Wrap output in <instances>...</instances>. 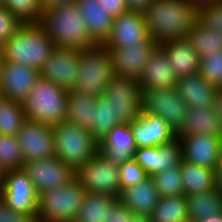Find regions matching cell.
I'll list each match as a JSON object with an SVG mask.
<instances>
[{
    "label": "cell",
    "mask_w": 222,
    "mask_h": 222,
    "mask_svg": "<svg viewBox=\"0 0 222 222\" xmlns=\"http://www.w3.org/2000/svg\"><path fill=\"white\" fill-rule=\"evenodd\" d=\"M187 108L176 88L142 90L141 113L160 116L176 134L184 124Z\"/></svg>",
    "instance_id": "30bf717a"
},
{
    "label": "cell",
    "mask_w": 222,
    "mask_h": 222,
    "mask_svg": "<svg viewBox=\"0 0 222 222\" xmlns=\"http://www.w3.org/2000/svg\"><path fill=\"white\" fill-rule=\"evenodd\" d=\"M52 129L55 157L76 171L100 151V144L92 137L89 130L67 121L52 125Z\"/></svg>",
    "instance_id": "5b68a950"
},
{
    "label": "cell",
    "mask_w": 222,
    "mask_h": 222,
    "mask_svg": "<svg viewBox=\"0 0 222 222\" xmlns=\"http://www.w3.org/2000/svg\"><path fill=\"white\" fill-rule=\"evenodd\" d=\"M188 218L200 222L205 217L222 213V194L217 189L186 196Z\"/></svg>",
    "instance_id": "f546056e"
},
{
    "label": "cell",
    "mask_w": 222,
    "mask_h": 222,
    "mask_svg": "<svg viewBox=\"0 0 222 222\" xmlns=\"http://www.w3.org/2000/svg\"><path fill=\"white\" fill-rule=\"evenodd\" d=\"M179 167L185 196L216 188L214 170L184 160H181Z\"/></svg>",
    "instance_id": "83f0119b"
},
{
    "label": "cell",
    "mask_w": 222,
    "mask_h": 222,
    "mask_svg": "<svg viewBox=\"0 0 222 222\" xmlns=\"http://www.w3.org/2000/svg\"><path fill=\"white\" fill-rule=\"evenodd\" d=\"M143 15L148 36L160 44L186 38L198 20V9L188 0H154Z\"/></svg>",
    "instance_id": "6da1fadb"
},
{
    "label": "cell",
    "mask_w": 222,
    "mask_h": 222,
    "mask_svg": "<svg viewBox=\"0 0 222 222\" xmlns=\"http://www.w3.org/2000/svg\"><path fill=\"white\" fill-rule=\"evenodd\" d=\"M214 172H215L216 189L220 194H222V158L217 164Z\"/></svg>",
    "instance_id": "c3c4849f"
},
{
    "label": "cell",
    "mask_w": 222,
    "mask_h": 222,
    "mask_svg": "<svg viewBox=\"0 0 222 222\" xmlns=\"http://www.w3.org/2000/svg\"><path fill=\"white\" fill-rule=\"evenodd\" d=\"M134 216L135 214L117 199L107 211L106 222H131Z\"/></svg>",
    "instance_id": "7bdbcfd3"
},
{
    "label": "cell",
    "mask_w": 222,
    "mask_h": 222,
    "mask_svg": "<svg viewBox=\"0 0 222 222\" xmlns=\"http://www.w3.org/2000/svg\"><path fill=\"white\" fill-rule=\"evenodd\" d=\"M23 23H39L43 13L39 0H1Z\"/></svg>",
    "instance_id": "74e56055"
},
{
    "label": "cell",
    "mask_w": 222,
    "mask_h": 222,
    "mask_svg": "<svg viewBox=\"0 0 222 222\" xmlns=\"http://www.w3.org/2000/svg\"><path fill=\"white\" fill-rule=\"evenodd\" d=\"M26 120L22 102L4 97L0 99L1 135L16 136Z\"/></svg>",
    "instance_id": "d6a6232c"
},
{
    "label": "cell",
    "mask_w": 222,
    "mask_h": 222,
    "mask_svg": "<svg viewBox=\"0 0 222 222\" xmlns=\"http://www.w3.org/2000/svg\"><path fill=\"white\" fill-rule=\"evenodd\" d=\"M39 23L57 47L80 50L97 44L91 38L75 1L44 10Z\"/></svg>",
    "instance_id": "7a4b0ae2"
},
{
    "label": "cell",
    "mask_w": 222,
    "mask_h": 222,
    "mask_svg": "<svg viewBox=\"0 0 222 222\" xmlns=\"http://www.w3.org/2000/svg\"><path fill=\"white\" fill-rule=\"evenodd\" d=\"M200 222H222V213L203 218Z\"/></svg>",
    "instance_id": "816d5d0a"
},
{
    "label": "cell",
    "mask_w": 222,
    "mask_h": 222,
    "mask_svg": "<svg viewBox=\"0 0 222 222\" xmlns=\"http://www.w3.org/2000/svg\"><path fill=\"white\" fill-rule=\"evenodd\" d=\"M150 218L151 222H175L188 218L186 196L160 197Z\"/></svg>",
    "instance_id": "836d02e7"
},
{
    "label": "cell",
    "mask_w": 222,
    "mask_h": 222,
    "mask_svg": "<svg viewBox=\"0 0 222 222\" xmlns=\"http://www.w3.org/2000/svg\"><path fill=\"white\" fill-rule=\"evenodd\" d=\"M4 171L0 168V192L3 188L4 185Z\"/></svg>",
    "instance_id": "db71d44e"
},
{
    "label": "cell",
    "mask_w": 222,
    "mask_h": 222,
    "mask_svg": "<svg viewBox=\"0 0 222 222\" xmlns=\"http://www.w3.org/2000/svg\"><path fill=\"white\" fill-rule=\"evenodd\" d=\"M198 19L205 26L222 34V0L199 9Z\"/></svg>",
    "instance_id": "b9f144b4"
},
{
    "label": "cell",
    "mask_w": 222,
    "mask_h": 222,
    "mask_svg": "<svg viewBox=\"0 0 222 222\" xmlns=\"http://www.w3.org/2000/svg\"><path fill=\"white\" fill-rule=\"evenodd\" d=\"M82 187L91 193L119 198L121 194L118 158L99 151L87 164L76 171Z\"/></svg>",
    "instance_id": "ba28073f"
},
{
    "label": "cell",
    "mask_w": 222,
    "mask_h": 222,
    "mask_svg": "<svg viewBox=\"0 0 222 222\" xmlns=\"http://www.w3.org/2000/svg\"><path fill=\"white\" fill-rule=\"evenodd\" d=\"M132 158L151 176L171 167L180 166L181 145L178 139L159 147L137 148Z\"/></svg>",
    "instance_id": "44dd1931"
},
{
    "label": "cell",
    "mask_w": 222,
    "mask_h": 222,
    "mask_svg": "<svg viewBox=\"0 0 222 222\" xmlns=\"http://www.w3.org/2000/svg\"><path fill=\"white\" fill-rule=\"evenodd\" d=\"M182 160L215 170L222 158V137L206 134L177 137Z\"/></svg>",
    "instance_id": "e0dca14e"
},
{
    "label": "cell",
    "mask_w": 222,
    "mask_h": 222,
    "mask_svg": "<svg viewBox=\"0 0 222 222\" xmlns=\"http://www.w3.org/2000/svg\"><path fill=\"white\" fill-rule=\"evenodd\" d=\"M79 62V49L56 46L39 70L40 77L67 91L74 90Z\"/></svg>",
    "instance_id": "4fadbf2b"
},
{
    "label": "cell",
    "mask_w": 222,
    "mask_h": 222,
    "mask_svg": "<svg viewBox=\"0 0 222 222\" xmlns=\"http://www.w3.org/2000/svg\"><path fill=\"white\" fill-rule=\"evenodd\" d=\"M137 149L133 131L128 124L115 126L100 144V151L116 157H132Z\"/></svg>",
    "instance_id": "f1b7e54d"
},
{
    "label": "cell",
    "mask_w": 222,
    "mask_h": 222,
    "mask_svg": "<svg viewBox=\"0 0 222 222\" xmlns=\"http://www.w3.org/2000/svg\"><path fill=\"white\" fill-rule=\"evenodd\" d=\"M16 138L24 163L56 156L54 132L51 125L26 120Z\"/></svg>",
    "instance_id": "7c38bea8"
},
{
    "label": "cell",
    "mask_w": 222,
    "mask_h": 222,
    "mask_svg": "<svg viewBox=\"0 0 222 222\" xmlns=\"http://www.w3.org/2000/svg\"><path fill=\"white\" fill-rule=\"evenodd\" d=\"M23 164L16 136L0 134V168L4 172L20 170Z\"/></svg>",
    "instance_id": "8d00e7d4"
},
{
    "label": "cell",
    "mask_w": 222,
    "mask_h": 222,
    "mask_svg": "<svg viewBox=\"0 0 222 222\" xmlns=\"http://www.w3.org/2000/svg\"><path fill=\"white\" fill-rule=\"evenodd\" d=\"M65 222H80V221H78L77 219H71V220H67Z\"/></svg>",
    "instance_id": "6f0895ef"
},
{
    "label": "cell",
    "mask_w": 222,
    "mask_h": 222,
    "mask_svg": "<svg viewBox=\"0 0 222 222\" xmlns=\"http://www.w3.org/2000/svg\"><path fill=\"white\" fill-rule=\"evenodd\" d=\"M144 15L127 11L114 18L110 36L105 47H127L139 45L148 38Z\"/></svg>",
    "instance_id": "d6986e66"
},
{
    "label": "cell",
    "mask_w": 222,
    "mask_h": 222,
    "mask_svg": "<svg viewBox=\"0 0 222 222\" xmlns=\"http://www.w3.org/2000/svg\"><path fill=\"white\" fill-rule=\"evenodd\" d=\"M110 55L103 44L80 49V62L74 90L96 98L103 96L113 77Z\"/></svg>",
    "instance_id": "52a82bcc"
},
{
    "label": "cell",
    "mask_w": 222,
    "mask_h": 222,
    "mask_svg": "<svg viewBox=\"0 0 222 222\" xmlns=\"http://www.w3.org/2000/svg\"><path fill=\"white\" fill-rule=\"evenodd\" d=\"M0 222H35L29 215L15 211L0 198Z\"/></svg>",
    "instance_id": "ee69618b"
},
{
    "label": "cell",
    "mask_w": 222,
    "mask_h": 222,
    "mask_svg": "<svg viewBox=\"0 0 222 222\" xmlns=\"http://www.w3.org/2000/svg\"><path fill=\"white\" fill-rule=\"evenodd\" d=\"M138 82L141 90L176 88L177 77L159 44L150 54Z\"/></svg>",
    "instance_id": "ffe728a7"
},
{
    "label": "cell",
    "mask_w": 222,
    "mask_h": 222,
    "mask_svg": "<svg viewBox=\"0 0 222 222\" xmlns=\"http://www.w3.org/2000/svg\"><path fill=\"white\" fill-rule=\"evenodd\" d=\"M188 1H190L191 4L194 5L199 10L205 6L217 3L220 0H188Z\"/></svg>",
    "instance_id": "f907efd6"
},
{
    "label": "cell",
    "mask_w": 222,
    "mask_h": 222,
    "mask_svg": "<svg viewBox=\"0 0 222 222\" xmlns=\"http://www.w3.org/2000/svg\"><path fill=\"white\" fill-rule=\"evenodd\" d=\"M114 18L128 11L125 0H98Z\"/></svg>",
    "instance_id": "f6af8a7d"
},
{
    "label": "cell",
    "mask_w": 222,
    "mask_h": 222,
    "mask_svg": "<svg viewBox=\"0 0 222 222\" xmlns=\"http://www.w3.org/2000/svg\"><path fill=\"white\" fill-rule=\"evenodd\" d=\"M137 148L159 147L177 139V134L160 116L141 113L140 116L129 124Z\"/></svg>",
    "instance_id": "ac0fdd59"
},
{
    "label": "cell",
    "mask_w": 222,
    "mask_h": 222,
    "mask_svg": "<svg viewBox=\"0 0 222 222\" xmlns=\"http://www.w3.org/2000/svg\"><path fill=\"white\" fill-rule=\"evenodd\" d=\"M214 109L222 125V87H219L218 90L216 91L214 99Z\"/></svg>",
    "instance_id": "7dc6e473"
},
{
    "label": "cell",
    "mask_w": 222,
    "mask_h": 222,
    "mask_svg": "<svg viewBox=\"0 0 222 222\" xmlns=\"http://www.w3.org/2000/svg\"><path fill=\"white\" fill-rule=\"evenodd\" d=\"M86 192L76 178L70 184L39 194L36 222H65L76 219Z\"/></svg>",
    "instance_id": "8992f818"
},
{
    "label": "cell",
    "mask_w": 222,
    "mask_h": 222,
    "mask_svg": "<svg viewBox=\"0 0 222 222\" xmlns=\"http://www.w3.org/2000/svg\"><path fill=\"white\" fill-rule=\"evenodd\" d=\"M151 177L160 197L184 195L179 166L157 172Z\"/></svg>",
    "instance_id": "d590c367"
},
{
    "label": "cell",
    "mask_w": 222,
    "mask_h": 222,
    "mask_svg": "<svg viewBox=\"0 0 222 222\" xmlns=\"http://www.w3.org/2000/svg\"><path fill=\"white\" fill-rule=\"evenodd\" d=\"M198 134L222 137V125L214 108H187L184 124L177 137Z\"/></svg>",
    "instance_id": "484cf974"
},
{
    "label": "cell",
    "mask_w": 222,
    "mask_h": 222,
    "mask_svg": "<svg viewBox=\"0 0 222 222\" xmlns=\"http://www.w3.org/2000/svg\"><path fill=\"white\" fill-rule=\"evenodd\" d=\"M75 2L91 38L97 44H103L110 36L114 17L100 5L98 0H75Z\"/></svg>",
    "instance_id": "cb8c5ba5"
},
{
    "label": "cell",
    "mask_w": 222,
    "mask_h": 222,
    "mask_svg": "<svg viewBox=\"0 0 222 222\" xmlns=\"http://www.w3.org/2000/svg\"><path fill=\"white\" fill-rule=\"evenodd\" d=\"M96 97L89 94L68 91L66 121L91 131L94 123Z\"/></svg>",
    "instance_id": "4316f807"
},
{
    "label": "cell",
    "mask_w": 222,
    "mask_h": 222,
    "mask_svg": "<svg viewBox=\"0 0 222 222\" xmlns=\"http://www.w3.org/2000/svg\"><path fill=\"white\" fill-rule=\"evenodd\" d=\"M131 222H151V218L149 216L135 215Z\"/></svg>",
    "instance_id": "f5cc1de1"
},
{
    "label": "cell",
    "mask_w": 222,
    "mask_h": 222,
    "mask_svg": "<svg viewBox=\"0 0 222 222\" xmlns=\"http://www.w3.org/2000/svg\"><path fill=\"white\" fill-rule=\"evenodd\" d=\"M21 169L34 185L38 195L70 184L77 178L76 170L56 157L25 162Z\"/></svg>",
    "instance_id": "8fae6325"
},
{
    "label": "cell",
    "mask_w": 222,
    "mask_h": 222,
    "mask_svg": "<svg viewBox=\"0 0 222 222\" xmlns=\"http://www.w3.org/2000/svg\"><path fill=\"white\" fill-rule=\"evenodd\" d=\"M176 90L188 108H214V99L218 87L197 73L177 78Z\"/></svg>",
    "instance_id": "7402d4cb"
},
{
    "label": "cell",
    "mask_w": 222,
    "mask_h": 222,
    "mask_svg": "<svg viewBox=\"0 0 222 222\" xmlns=\"http://www.w3.org/2000/svg\"><path fill=\"white\" fill-rule=\"evenodd\" d=\"M120 123L114 119V109L111 102L105 97L96 98V109L94 110V123L90 134L101 144L109 132Z\"/></svg>",
    "instance_id": "e575fe53"
},
{
    "label": "cell",
    "mask_w": 222,
    "mask_h": 222,
    "mask_svg": "<svg viewBox=\"0 0 222 222\" xmlns=\"http://www.w3.org/2000/svg\"><path fill=\"white\" fill-rule=\"evenodd\" d=\"M160 195L151 176L138 184L123 189L120 199L135 215L151 216Z\"/></svg>",
    "instance_id": "d4e9b609"
},
{
    "label": "cell",
    "mask_w": 222,
    "mask_h": 222,
    "mask_svg": "<svg viewBox=\"0 0 222 222\" xmlns=\"http://www.w3.org/2000/svg\"><path fill=\"white\" fill-rule=\"evenodd\" d=\"M103 97L111 102L114 119L120 124H131L141 114L142 90L137 79L114 74L104 90Z\"/></svg>",
    "instance_id": "9c48e42d"
},
{
    "label": "cell",
    "mask_w": 222,
    "mask_h": 222,
    "mask_svg": "<svg viewBox=\"0 0 222 222\" xmlns=\"http://www.w3.org/2000/svg\"><path fill=\"white\" fill-rule=\"evenodd\" d=\"M118 198L86 192L76 219L80 222H106L107 211Z\"/></svg>",
    "instance_id": "1f68e13d"
},
{
    "label": "cell",
    "mask_w": 222,
    "mask_h": 222,
    "mask_svg": "<svg viewBox=\"0 0 222 222\" xmlns=\"http://www.w3.org/2000/svg\"><path fill=\"white\" fill-rule=\"evenodd\" d=\"M154 0H125L128 11L144 13Z\"/></svg>",
    "instance_id": "bcb514c9"
},
{
    "label": "cell",
    "mask_w": 222,
    "mask_h": 222,
    "mask_svg": "<svg viewBox=\"0 0 222 222\" xmlns=\"http://www.w3.org/2000/svg\"><path fill=\"white\" fill-rule=\"evenodd\" d=\"M158 45L148 37L139 45L127 47H106L114 74L139 79L150 54Z\"/></svg>",
    "instance_id": "2e32d148"
},
{
    "label": "cell",
    "mask_w": 222,
    "mask_h": 222,
    "mask_svg": "<svg viewBox=\"0 0 222 222\" xmlns=\"http://www.w3.org/2000/svg\"><path fill=\"white\" fill-rule=\"evenodd\" d=\"M199 74L209 83L222 87V49L200 58Z\"/></svg>",
    "instance_id": "ab89813d"
},
{
    "label": "cell",
    "mask_w": 222,
    "mask_h": 222,
    "mask_svg": "<svg viewBox=\"0 0 222 222\" xmlns=\"http://www.w3.org/2000/svg\"><path fill=\"white\" fill-rule=\"evenodd\" d=\"M0 198L10 208L29 215L36 222L38 193L22 169L4 173Z\"/></svg>",
    "instance_id": "5bb4252c"
},
{
    "label": "cell",
    "mask_w": 222,
    "mask_h": 222,
    "mask_svg": "<svg viewBox=\"0 0 222 222\" xmlns=\"http://www.w3.org/2000/svg\"><path fill=\"white\" fill-rule=\"evenodd\" d=\"M68 91L40 77L23 101L26 119L48 125L66 121Z\"/></svg>",
    "instance_id": "277c9868"
},
{
    "label": "cell",
    "mask_w": 222,
    "mask_h": 222,
    "mask_svg": "<svg viewBox=\"0 0 222 222\" xmlns=\"http://www.w3.org/2000/svg\"><path fill=\"white\" fill-rule=\"evenodd\" d=\"M3 47L2 45H0V68H1V65L3 63Z\"/></svg>",
    "instance_id": "11a10c76"
},
{
    "label": "cell",
    "mask_w": 222,
    "mask_h": 222,
    "mask_svg": "<svg viewBox=\"0 0 222 222\" xmlns=\"http://www.w3.org/2000/svg\"><path fill=\"white\" fill-rule=\"evenodd\" d=\"M22 24L23 22L18 17L0 3V45L7 42Z\"/></svg>",
    "instance_id": "60d3db41"
},
{
    "label": "cell",
    "mask_w": 222,
    "mask_h": 222,
    "mask_svg": "<svg viewBox=\"0 0 222 222\" xmlns=\"http://www.w3.org/2000/svg\"><path fill=\"white\" fill-rule=\"evenodd\" d=\"M2 47L3 61L40 70L56 46L40 23H23Z\"/></svg>",
    "instance_id": "3957f363"
},
{
    "label": "cell",
    "mask_w": 222,
    "mask_h": 222,
    "mask_svg": "<svg viewBox=\"0 0 222 222\" xmlns=\"http://www.w3.org/2000/svg\"><path fill=\"white\" fill-rule=\"evenodd\" d=\"M40 1V7L42 8V11L55 7L56 5H61L65 3H71L75 0H39Z\"/></svg>",
    "instance_id": "681fc988"
},
{
    "label": "cell",
    "mask_w": 222,
    "mask_h": 222,
    "mask_svg": "<svg viewBox=\"0 0 222 222\" xmlns=\"http://www.w3.org/2000/svg\"><path fill=\"white\" fill-rule=\"evenodd\" d=\"M175 222H192V221L189 218H185L183 220L175 221Z\"/></svg>",
    "instance_id": "9f6ffc18"
},
{
    "label": "cell",
    "mask_w": 222,
    "mask_h": 222,
    "mask_svg": "<svg viewBox=\"0 0 222 222\" xmlns=\"http://www.w3.org/2000/svg\"><path fill=\"white\" fill-rule=\"evenodd\" d=\"M199 58L222 49V34L205 26L199 19L185 38Z\"/></svg>",
    "instance_id": "4dcf8cb0"
},
{
    "label": "cell",
    "mask_w": 222,
    "mask_h": 222,
    "mask_svg": "<svg viewBox=\"0 0 222 222\" xmlns=\"http://www.w3.org/2000/svg\"><path fill=\"white\" fill-rule=\"evenodd\" d=\"M39 78L40 71L34 67L3 61L0 68L1 96L23 103Z\"/></svg>",
    "instance_id": "9a60e30c"
},
{
    "label": "cell",
    "mask_w": 222,
    "mask_h": 222,
    "mask_svg": "<svg viewBox=\"0 0 222 222\" xmlns=\"http://www.w3.org/2000/svg\"><path fill=\"white\" fill-rule=\"evenodd\" d=\"M118 169L121 191L149 177L146 171L132 157L118 158Z\"/></svg>",
    "instance_id": "f35d334b"
},
{
    "label": "cell",
    "mask_w": 222,
    "mask_h": 222,
    "mask_svg": "<svg viewBox=\"0 0 222 222\" xmlns=\"http://www.w3.org/2000/svg\"><path fill=\"white\" fill-rule=\"evenodd\" d=\"M159 45L164 49L177 78L199 73L200 58L185 38L165 41Z\"/></svg>",
    "instance_id": "603a6c76"
}]
</instances>
